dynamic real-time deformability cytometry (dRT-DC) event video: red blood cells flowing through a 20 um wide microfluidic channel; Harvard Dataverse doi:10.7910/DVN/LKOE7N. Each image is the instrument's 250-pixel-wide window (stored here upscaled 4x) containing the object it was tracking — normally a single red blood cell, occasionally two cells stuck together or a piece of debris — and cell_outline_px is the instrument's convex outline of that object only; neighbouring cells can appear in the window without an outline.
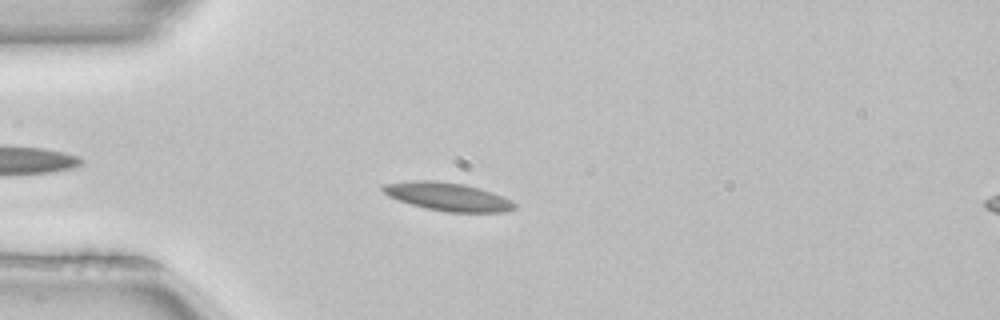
{"species": "common noctule bat (a hibernating species)", "species_latin": "Nyctalus noctula", "temperature_condition": "room temperature", "stored_images_in_passage": 45, "camera_frame_rate_fps": 3000, "um_per_image_px": 0.085, "animal": {"sex": "female", "body_mass_g": 22.7, "forearm_length_mm": 54.2}, "frame": {"image": 1, "passage_image": 7, "time_ms": 2.0, "image_size_px": [1000, 320], "cell_outline_px": [[516, 208], [508, 212], [448, 212], [424, 208], [388, 196], [380, 188], [384, 184], [408, 180], [436, 180], [464, 184], [500, 196], [516, 204]], "centroid_in_image_um": [38.01, 16.71], "position_along_channel_um": 47.0, "area_um2": 21.39}}
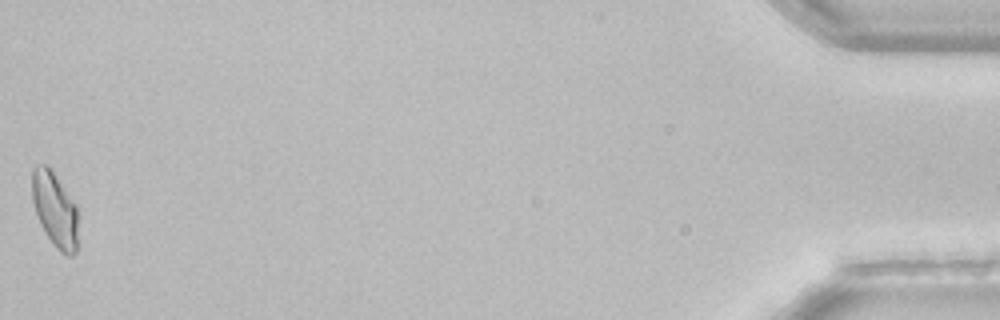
{"frame": {"image": 2, "passage_image": 45, "time_ms": 14.667, "image_size_px": [1000, 320], "cell_outline_px": [[76, 252], [72, 256], [68, 256], [60, 252], [56, 248], [40, 224], [32, 200], [32, 168], [36, 164], [44, 164], [52, 172], [76, 204]], "centroid_in_image_um": [4.64, 17.81], "position_along_channel_um": 430.6, "area_um2": 19.59}, "authors_computed_cell_mechanics": {"area_um2": 20.4612, "velocity_mm_per_s": 3.9617, "shape_relaxation_time_tau1_ms": 9.9973, "shape_relaxation_time_tau2_ms": 4.2454, "deformation_change_tau1": 0.1535, "deformation_change_tau2": 0.0939}}